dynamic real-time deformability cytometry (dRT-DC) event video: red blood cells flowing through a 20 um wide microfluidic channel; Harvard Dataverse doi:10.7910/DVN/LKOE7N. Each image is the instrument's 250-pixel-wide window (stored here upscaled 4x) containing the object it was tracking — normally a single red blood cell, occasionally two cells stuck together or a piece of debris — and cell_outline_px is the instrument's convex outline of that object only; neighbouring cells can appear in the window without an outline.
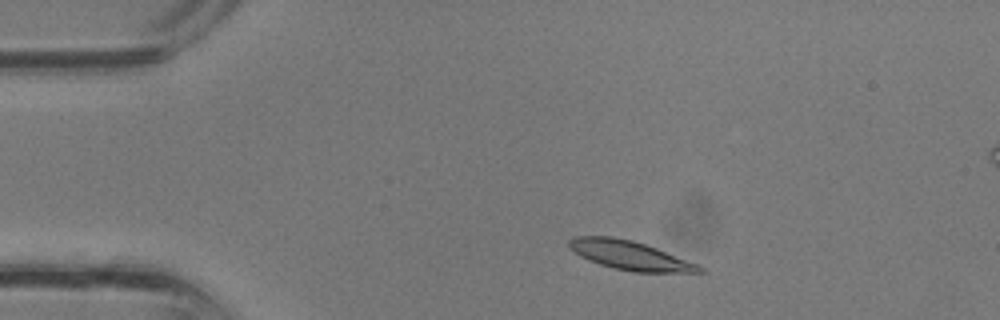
{"species": "common noctule bat (a hibernating species)", "species_latin": "Nyctalus noctula", "temperature_condition": "room temperature", "stored_images_in_passage": 31, "segment_of_instrument_passage": [1, 2], "camera_frame_rate_fps": 3000, "um_per_image_px": 0.085, "animal": {"sex": "male", "body_mass_g": 13.3}, "frame": {"image": 1, "passage_image": 1, "time_ms": 0.0, "image_size_px": [1000, 320], "cell_outline_px": [[708, 272], [636, 272], [612, 268], [588, 260], [580, 256], [568, 248], [568, 240], [572, 236], [612, 236], [632, 240], [656, 248], [696, 264], [704, 268]], "centroid_in_image_um": [53.47, 21.69], "position_along_channel_um": 31.5, "area_um2": 21.91}}
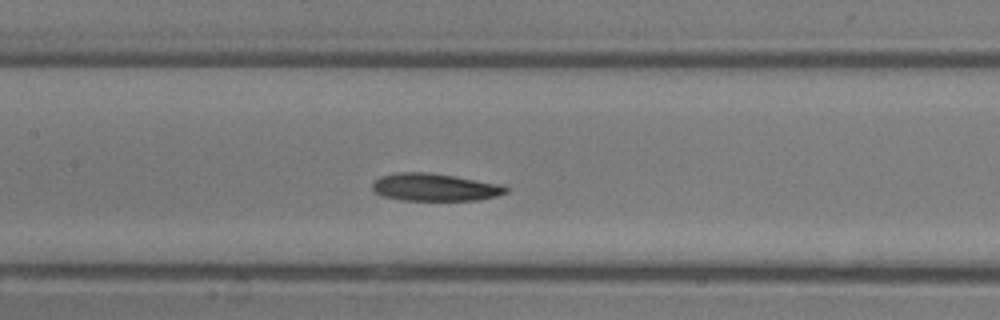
{"frame": {"image": 2, "passage_image": 11, "time_ms": 3.333, "image_size_px": [1000, 320], "cell_outline_px": [[508, 192], [496, 196], [476, 200], [400, 200], [380, 196], [372, 188], [372, 184], [380, 176], [392, 172], [428, 172], [504, 184], [508, 188]], "centroid_in_image_um": [36.94, 15.91], "position_along_channel_um": 170.5, "area_um2": 21.62}}
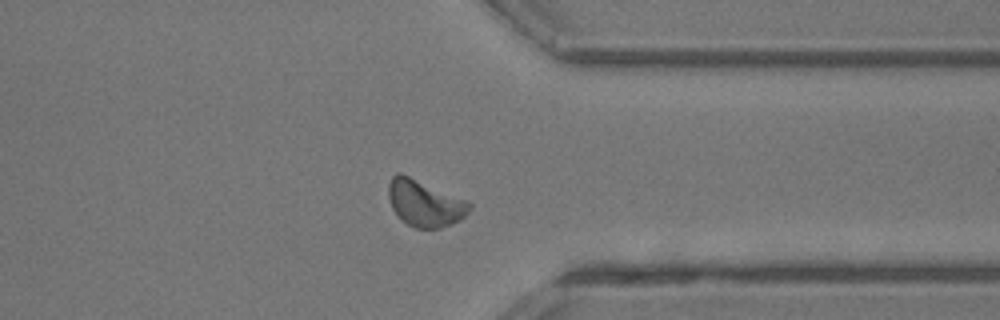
{"frame": {"image": 3, "passage_image": 22, "time_ms": 7.0, "image_size_px": [1000, 320], "cell_outline_px": [[472, 208], [460, 220], [452, 224], [440, 228], [416, 228], [400, 220], [392, 208], [388, 196], [388, 184], [392, 176], [396, 172], [400, 172], [468, 200], [472, 204]], "centroid_in_image_um": [36.1, 17.26], "position_along_channel_um": 375.3, "area_um2": 22.2}}